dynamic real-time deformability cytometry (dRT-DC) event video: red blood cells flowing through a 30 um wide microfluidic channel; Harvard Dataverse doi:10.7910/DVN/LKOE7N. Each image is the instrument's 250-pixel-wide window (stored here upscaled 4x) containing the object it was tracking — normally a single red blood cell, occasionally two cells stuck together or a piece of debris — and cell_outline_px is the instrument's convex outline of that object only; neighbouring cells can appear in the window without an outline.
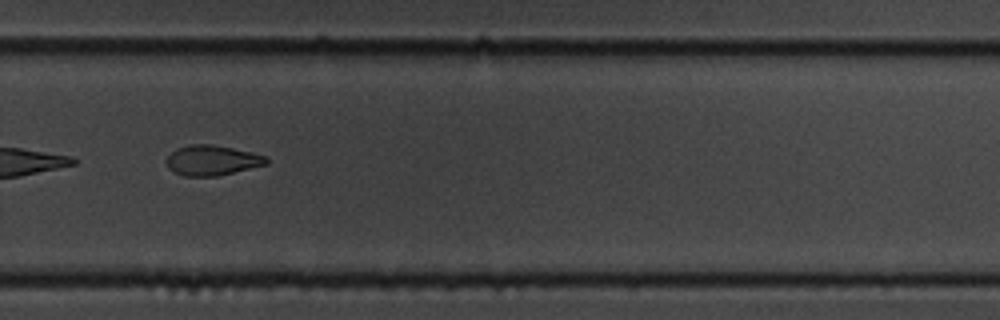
{"species": "common noctule bat (a hibernating species)", "species_latin": "Nyctalus noctula", "temperature_condition": "cold", "stored_images_in_passage": 15, "camera_frame_rate_fps": 3000, "um_per_image_px": 0.085, "animal": {"sex": "male", "body_mass_g": 19.5, "forearm_length_mm": 54.6}, "frame": {"image": 1, "passage_image": 11, "time_ms": 3.333, "image_size_px": [1000, 320], "cell_outline_px": [[268, 164], [216, 176], [184, 176], [168, 168], [168, 156], [176, 148], [192, 144], [212, 144], [252, 152], [268, 156]], "centroid_in_image_um": [18.06, 13.62], "position_along_channel_um": 311.7, "area_um2": 17.4}}